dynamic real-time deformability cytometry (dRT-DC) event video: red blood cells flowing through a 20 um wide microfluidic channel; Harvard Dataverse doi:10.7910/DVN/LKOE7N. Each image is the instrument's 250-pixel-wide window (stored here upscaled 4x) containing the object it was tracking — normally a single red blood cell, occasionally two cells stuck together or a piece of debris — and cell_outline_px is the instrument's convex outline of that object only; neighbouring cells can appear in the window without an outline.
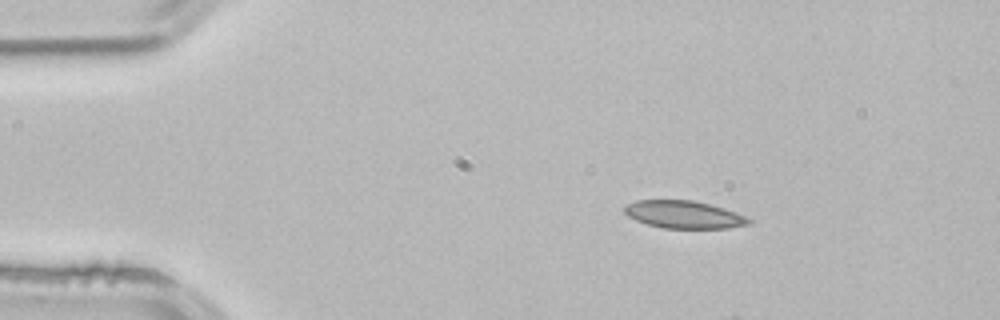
{"species": "common noctule bat (a hibernating species)", "species_latin": "Nyctalus noctula", "temperature_condition": "room temperature", "stored_images_in_passage": 4, "segment_of_instrument_passage": [2, 2], "camera_frame_rate_fps": 3000, "um_per_image_px": 0.085, "animal": {"sex": "male", "body_mass_g": 21.5, "forearm_length_mm": 52.0}, "frame": {"image": 1, "passage_image": 4, "time_ms": 1.0, "image_size_px": [1000, 320], "cell_outline_px": [[752, 224], [728, 228], [664, 228], [648, 224], [636, 220], [628, 216], [624, 212], [624, 208], [628, 204], [636, 200], [692, 200], [724, 208], [736, 212], [752, 220]], "centroid_in_image_um": [58.15, 18.24], "position_along_channel_um": 26.8, "area_um2": 19.88}}